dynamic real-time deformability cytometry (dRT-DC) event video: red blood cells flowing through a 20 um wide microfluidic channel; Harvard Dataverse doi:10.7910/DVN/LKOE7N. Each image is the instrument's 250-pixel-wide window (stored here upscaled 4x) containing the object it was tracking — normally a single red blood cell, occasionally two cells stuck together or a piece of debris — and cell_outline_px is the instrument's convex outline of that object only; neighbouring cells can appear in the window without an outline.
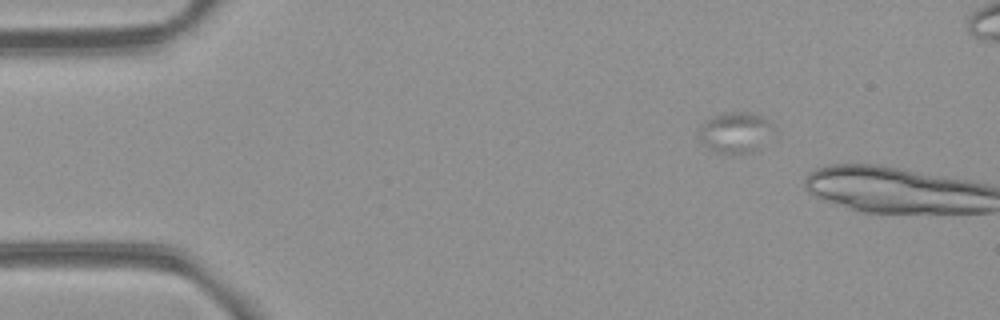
{"species": "common noctule bat (a hibernating species)", "species_latin": "Nyctalus noctula", "temperature_condition": "room temperature", "stored_images_in_passage": 3, "camera_frame_rate_fps": 3000, "um_per_image_px": 0.085, "animal": {"sex": "female", "body_mass_g": 21.9}, "frame": {"image": 1, "passage_image": 1, "time_ms": 0.0, "image_size_px": [1000, 320], "cell_outline_px": [[772, 124], [760, 148], [752, 152], [716, 152], [704, 144], [696, 136], [700, 124], [704, 120], [712, 116], [724, 112], [744, 112], [764, 116]], "centroid_in_image_um": [62.4, 11.22], "position_along_channel_um": 22.6, "area_um2": 17.34}}